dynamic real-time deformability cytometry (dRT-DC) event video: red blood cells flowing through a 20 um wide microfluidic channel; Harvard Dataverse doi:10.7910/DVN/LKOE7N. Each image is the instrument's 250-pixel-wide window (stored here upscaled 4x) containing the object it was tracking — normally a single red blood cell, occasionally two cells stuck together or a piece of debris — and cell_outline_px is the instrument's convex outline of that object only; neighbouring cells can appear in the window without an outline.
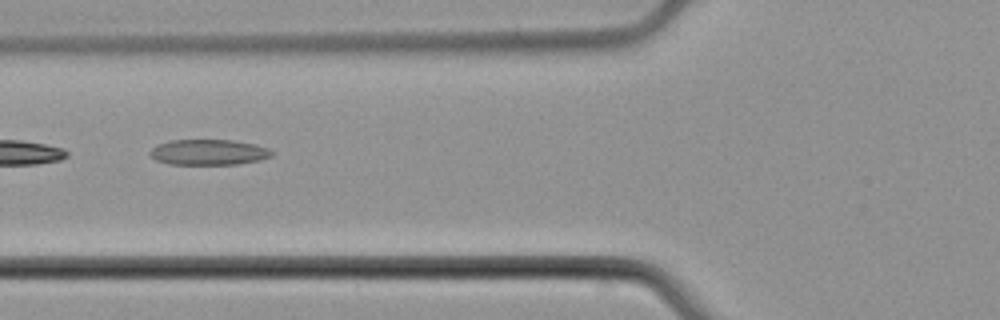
{"species": "common noctule bat (a hibernating species)", "species_latin": "Nyctalus noctula", "temperature_condition": "cold", "stored_images_in_passage": 6, "camera_frame_rate_fps": 3000, "um_per_image_px": 0.085, "animal": {"sex": "male", "body_mass_g": 21.5, "forearm_length_mm": 52.0}, "frame": {"image": 1, "passage_image": 4, "time_ms": 5.333, "image_size_px": [1000, 320], "cell_outline_px": [[272, 156], [260, 160], [236, 164], [168, 164], [156, 160], [148, 152], [152, 148], [160, 144], [172, 140], [232, 140], [256, 144], [268, 148], [272, 152]], "centroid_in_image_um": [17.75, 12.94], "position_along_channel_um": 108.1, "area_um2": 18.03}}
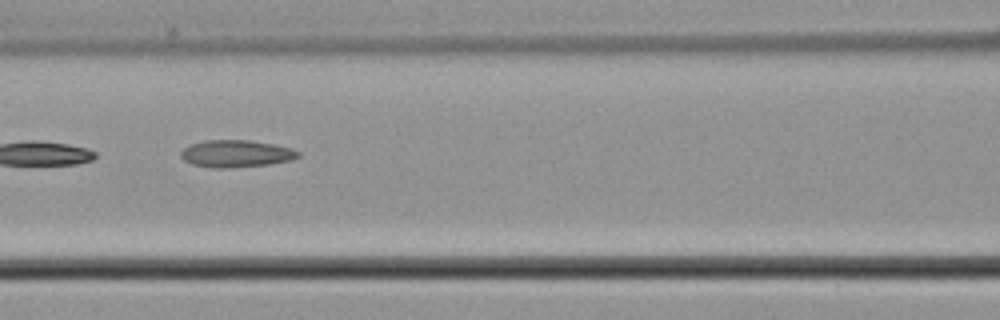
{"frame": {"image": 2, "passage_image": 5, "time_ms": 6.333, "image_size_px": [1000, 320], "cell_outline_px": [[300, 156], [292, 160], [268, 164], [232, 168], [212, 168], [192, 164], [184, 160], [180, 156], [180, 152], [188, 144], [204, 140], [248, 140], [272, 144], [292, 148], [300, 152]], "centroid_in_image_um": [20.05, 13.06], "position_along_channel_um": 146.6, "area_um2": 18.73}}
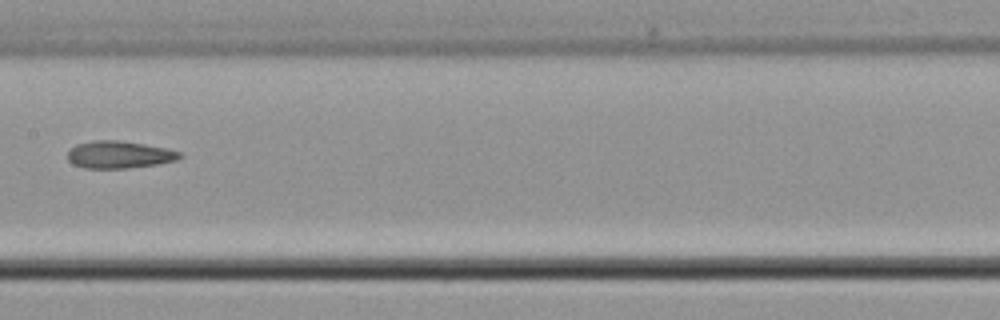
{"frame": {"image": 3, "passage_image": 6, "time_ms": 7.667, "image_size_px": [1000, 320], "cell_outline_px": [[184, 156], [176, 160], [156, 164], [128, 168], [84, 168], [72, 164], [68, 160], [68, 152], [76, 144], [92, 140], [120, 140], [168, 148], [180, 152]], "centroid_in_image_um": [10.13, 13.14], "position_along_channel_um": 197.3, "area_um2": 17.92}}